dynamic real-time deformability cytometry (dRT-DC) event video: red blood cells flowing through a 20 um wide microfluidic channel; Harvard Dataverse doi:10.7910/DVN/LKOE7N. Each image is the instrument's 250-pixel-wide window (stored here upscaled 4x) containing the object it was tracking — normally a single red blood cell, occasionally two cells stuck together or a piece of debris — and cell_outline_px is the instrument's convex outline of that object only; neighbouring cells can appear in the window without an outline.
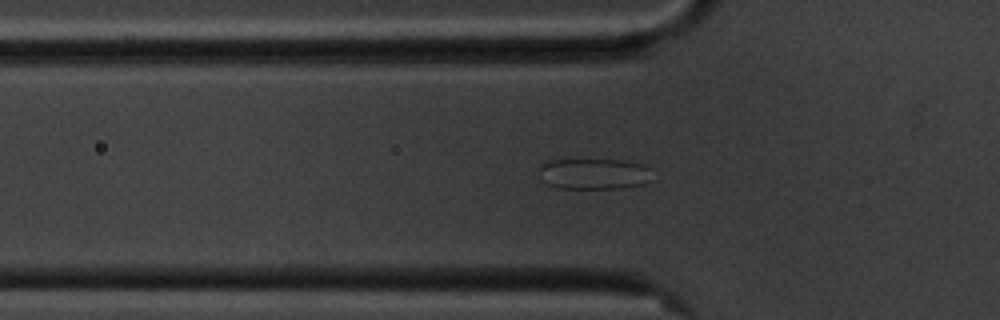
{"species": "common noctule bat (a hibernating species)", "species_latin": "Nyctalus noctula", "temperature_condition": "cold", "stored_images_in_passage": 49, "segment_of_instrument_passage": [1, 2], "camera_frame_rate_fps": 3000, "um_per_image_px": 0.085, "animal": {"sex": "male", "body_mass_g": 20.1, "forearm_length_mm": 53.5}, "frame": {"image": 1, "passage_image": 18, "time_ms": 5.667, "image_size_px": [1000, 320], "cell_outline_px": [[652, 168], [648, 180], [644, 184], [624, 188], [556, 188], [548, 184], [544, 180], [540, 168], [544, 160], [624, 160], [640, 164]], "centroid_in_image_um": [50.51, 14.77], "position_along_channel_um": 75.3, "area_um2": 20.23}}
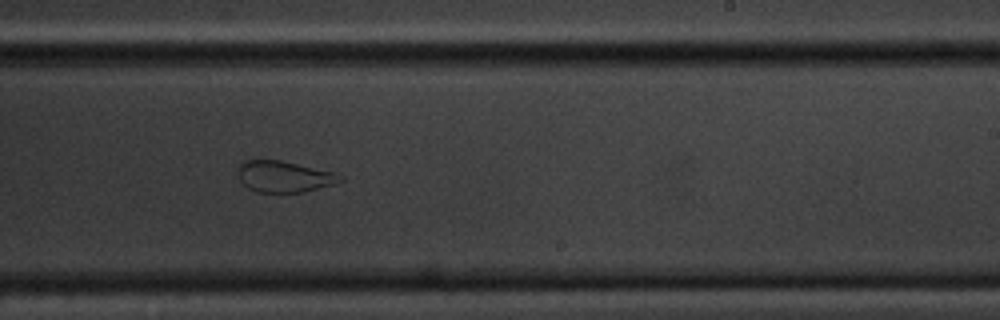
{"frame": {"image": 2, "passage_image": 34, "time_ms": 11.0, "image_size_px": [1000, 320], "cell_outline_px": [[344, 180], [332, 184], [304, 192], [256, 192], [248, 188], [240, 180], [240, 164], [244, 160], [280, 160], [332, 172], [344, 176]], "centroid_in_image_um": [24.16, 15.01], "position_along_channel_um": 264.8, "area_um2": 18.26}}
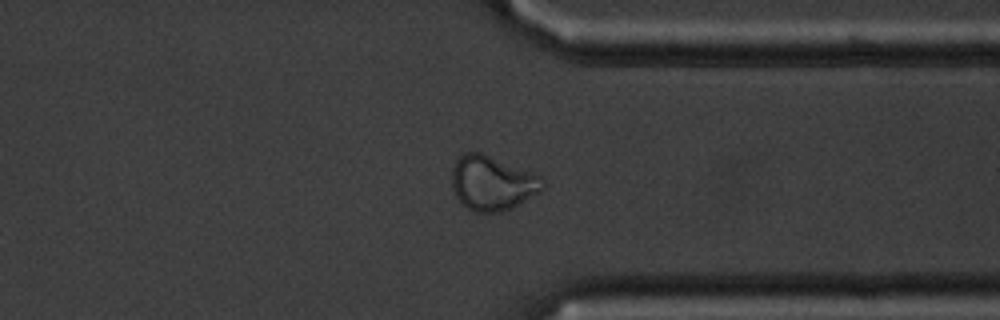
{"frame": {"image": 3, "passage_image": 43, "time_ms": 14.0, "image_size_px": [1000, 320], "cell_outline_px": [[544, 188], [540, 192], [512, 208], [500, 212], [476, 212], [468, 208], [456, 196], [452, 188], [452, 168], [456, 160], [464, 152], [480, 152], [540, 176], [544, 180]], "centroid_in_image_um": [41.83, 15.57], "position_along_channel_um": 369.6, "area_um2": 28.55}}